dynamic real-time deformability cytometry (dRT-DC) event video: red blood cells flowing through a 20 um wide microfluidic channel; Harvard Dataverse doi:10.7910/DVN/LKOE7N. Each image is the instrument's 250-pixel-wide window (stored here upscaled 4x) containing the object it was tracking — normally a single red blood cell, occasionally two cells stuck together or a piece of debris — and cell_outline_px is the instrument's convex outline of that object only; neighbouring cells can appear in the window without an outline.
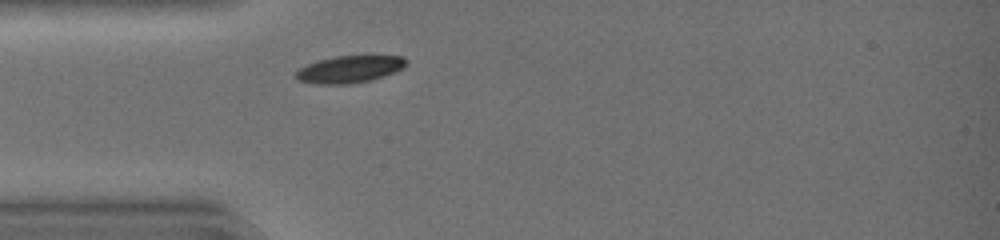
{"species": "common noctule bat (a hibernating species)", "species_latin": "Nyctalus noctula", "temperature_condition": "warm", "stored_images_in_passage": 27, "camera_frame_rate_fps": 3000, "um_per_image_px": 0.085, "animal": {"sex": "female", "body_mass_g": 19.0, "forearm_length_mm": 51.5}, "frame": {"image": 1, "passage_image": 1, "time_ms": 0.0, "image_size_px": [1000, 240], "cell_outline_px": [[408, 64], [404, 68], [396, 72], [372, 80], [352, 84], [316, 84], [296, 80], [296, 72], [300, 68], [308, 64], [320, 60], [336, 56], [368, 52], [404, 56], [408, 60]], "centroid_in_image_um": [29.86, 5.83], "position_along_channel_um": 55.1, "area_um2": 18.55}}
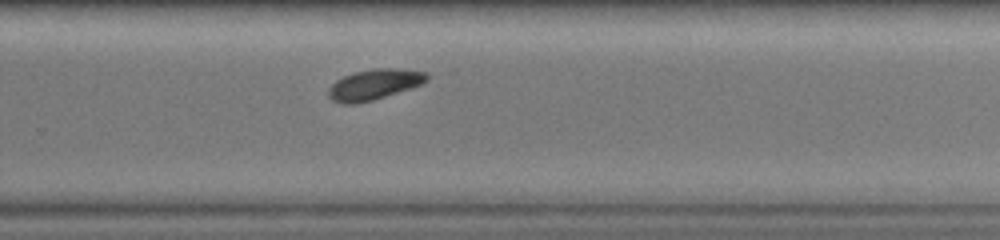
{"frame": {"image": 2, "passage_image": 18, "time_ms": 5.667, "image_size_px": [1000, 240], "cell_outline_px": [[428, 80], [420, 84], [372, 100], [356, 104], [340, 104], [332, 100], [328, 96], [328, 88], [336, 80], [344, 76], [356, 72], [376, 68], [396, 68], [428, 72]], "centroid_in_image_um": [31.77, 7.18], "position_along_channel_um": 298.0, "area_um2": 17.28}}
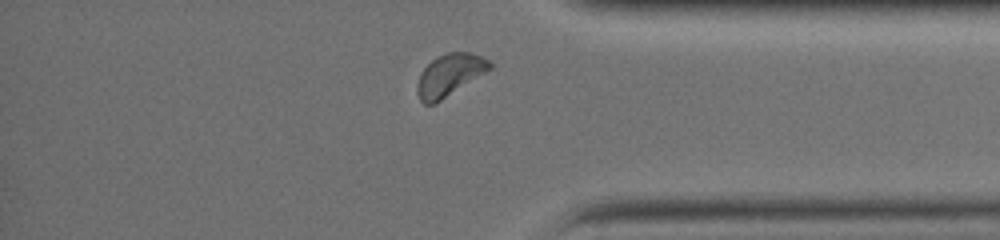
{"frame": {"image": 3, "passage_image": 25, "time_ms": 8.0, "image_size_px": [1000, 240], "cell_outline_px": [[492, 68], [436, 104], [424, 104], [420, 100], [416, 92], [416, 84], [424, 68], [436, 56], [448, 52], [472, 52], [492, 60]], "centroid_in_image_um": [38.23, 6.37], "position_along_channel_um": 397.0, "area_um2": 17.98}, "authors_computed_cell_mechanics": {"area_um2": 18.207, "velocity_mm_per_s": 4.3477, "shape_relaxation_time_tau1_ms": 1.8396, "shape_relaxation_time_tau2_ms": null, "deformation_change_tau1": 0.0671, "deformation_change_tau2": null}}